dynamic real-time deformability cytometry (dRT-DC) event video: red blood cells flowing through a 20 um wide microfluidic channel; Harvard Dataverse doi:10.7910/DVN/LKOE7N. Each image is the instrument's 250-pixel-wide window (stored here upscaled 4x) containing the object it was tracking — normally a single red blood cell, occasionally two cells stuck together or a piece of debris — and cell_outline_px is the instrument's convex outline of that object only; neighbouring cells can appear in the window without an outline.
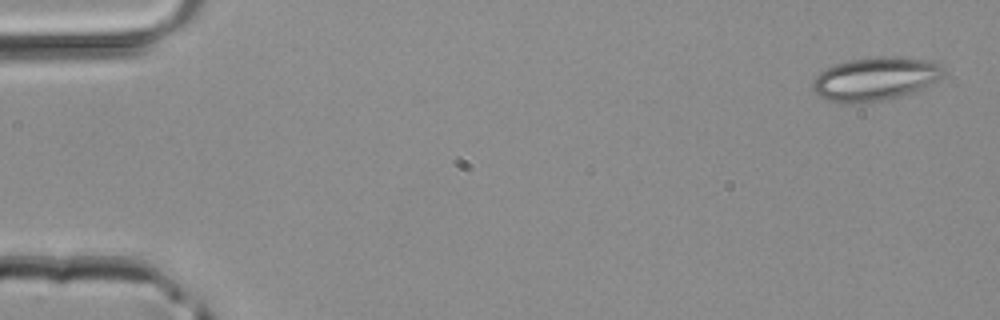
{"species": "common noctule bat (a hibernating species)", "species_latin": "Nyctalus noctula", "temperature_condition": "room temperature", "stored_images_in_passage": 3, "camera_frame_rate_fps": 3000, "um_per_image_px": 0.085, "animal": {"sex": "male", "body_mass_g": 20.4}, "frame": {"image": 1, "passage_image": 1, "time_ms": 0.0, "image_size_px": [1000, 320], "cell_outline_px": [[944, 72], [936, 80], [924, 88], [912, 92], [896, 96], [876, 100], [852, 104], [848, 104], [816, 96], [812, 88], [812, 80], [820, 72], [836, 64], [848, 60], [876, 56], [892, 56], [932, 60], [940, 64]], "centroid_in_image_um": [74.37, 6.68], "position_along_channel_um": 10.6, "area_um2": 32.83}}